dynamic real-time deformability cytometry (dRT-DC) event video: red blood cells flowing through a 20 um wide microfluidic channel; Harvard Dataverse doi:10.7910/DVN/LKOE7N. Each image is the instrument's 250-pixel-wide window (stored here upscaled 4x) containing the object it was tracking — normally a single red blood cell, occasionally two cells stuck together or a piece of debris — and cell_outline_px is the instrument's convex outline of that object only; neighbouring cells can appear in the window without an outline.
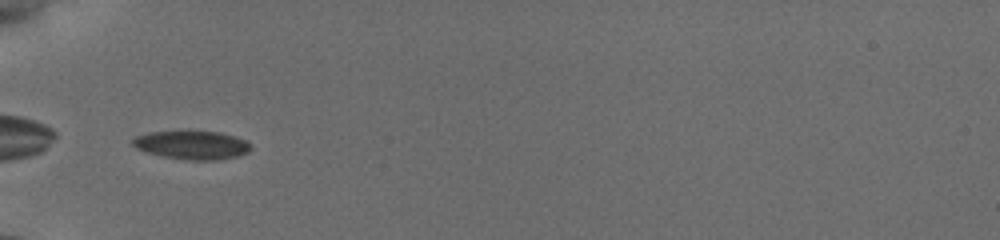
{"species": "common noctule bat (a hibernating species)", "species_latin": "Nyctalus noctula", "temperature_condition": "cold", "stored_images_in_passage": 20, "camera_frame_rate_fps": 3000, "um_per_image_px": 0.085, "animal": {"sex": "female", "body_mass_g": 19.5, "forearm_length_mm": 54.1}, "frame": {"image": 1, "passage_image": 1, "time_ms": 0.0, "image_size_px": [1000, 240], "cell_outline_px": [[252, 148], [248, 152], [236, 156], [216, 160], [188, 160], [164, 156], [144, 152], [136, 148], [132, 144], [132, 140], [136, 136], [148, 132], [188, 128], [220, 132], [236, 136], [248, 140]], "centroid_in_image_um": [16.31, 12.27], "position_along_channel_um": 68.7, "area_um2": 20.58}}
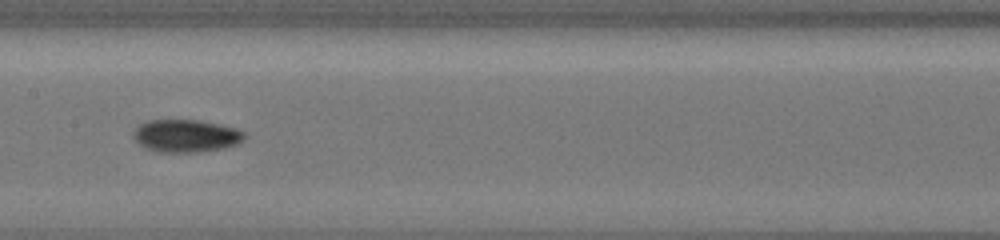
{"frame": {"image": 2, "passage_image": 8, "time_ms": 3.333, "image_size_px": [1000, 240], "cell_outline_px": [[248, 136], [244, 140], [236, 144], [224, 148], [196, 152], [160, 152], [148, 148], [140, 144], [132, 136], [136, 128], [140, 124], [148, 120], [200, 120], [220, 124], [236, 128], [244, 132]], "centroid_in_image_um": [15.85, 11.54], "position_along_channel_um": 191.5, "area_um2": 21.1}}
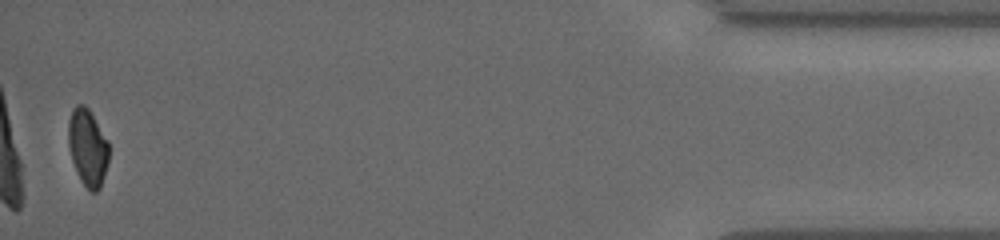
{"frame": {"image": 3, "passage_image": 19, "time_ms": 11.333, "image_size_px": [1000, 240], "cell_outline_px": [[108, 160], [104, 176], [100, 188], [96, 192], [92, 192], [80, 180], [72, 160], [68, 144], [68, 120], [72, 108], [76, 104], [84, 104], [88, 108], [108, 140]], "centroid_in_image_um": [7.44, 12.5], "position_along_channel_um": 427.8, "area_um2": 18.15}, "authors_computed_cell_mechanics": {"area_um2": 19.7965, "velocity_mm_per_s": 3.8355, "shape_relaxation_time_tau1_ms": 4.2, "shape_relaxation_time_tau2_ms": null, "deformation_change_tau1": 0.1075, "deformation_change_tau2": null}}